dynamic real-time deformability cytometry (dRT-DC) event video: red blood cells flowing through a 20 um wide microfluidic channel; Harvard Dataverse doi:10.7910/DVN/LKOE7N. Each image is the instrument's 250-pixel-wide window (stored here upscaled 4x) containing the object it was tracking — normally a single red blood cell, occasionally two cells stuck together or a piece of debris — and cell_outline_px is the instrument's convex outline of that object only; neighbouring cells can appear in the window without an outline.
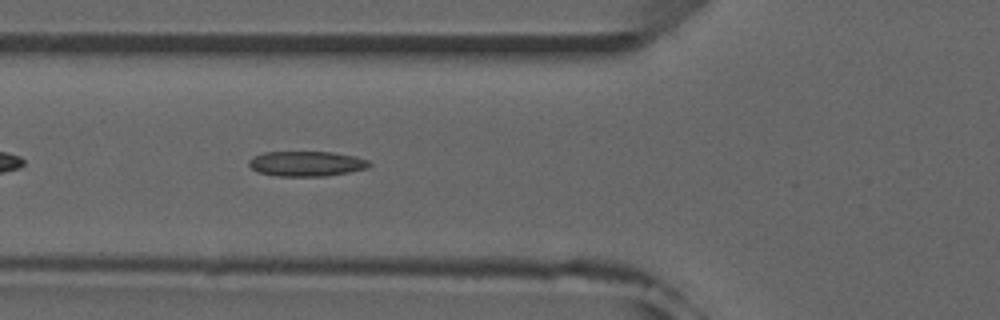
{"species": "common noctule bat (a hibernating species)", "species_latin": "Nyctalus noctula", "temperature_condition": "room temperature", "stored_images_in_passage": 39, "camera_frame_rate_fps": 3000, "um_per_image_px": 0.085, "animal": {"sex": "male", "forearm_length_mm": 52.5}, "frame": {"image": 1, "passage_image": 6, "time_ms": 1.667, "image_size_px": [1000, 320], "cell_outline_px": [[372, 164], [368, 168], [328, 176], [276, 176], [256, 172], [248, 164], [248, 160], [252, 156], [264, 152], [332, 152], [356, 156], [368, 160]], "centroid_in_image_um": [26.03, 13.91], "position_along_channel_um": 99.8, "area_um2": 17.8}}
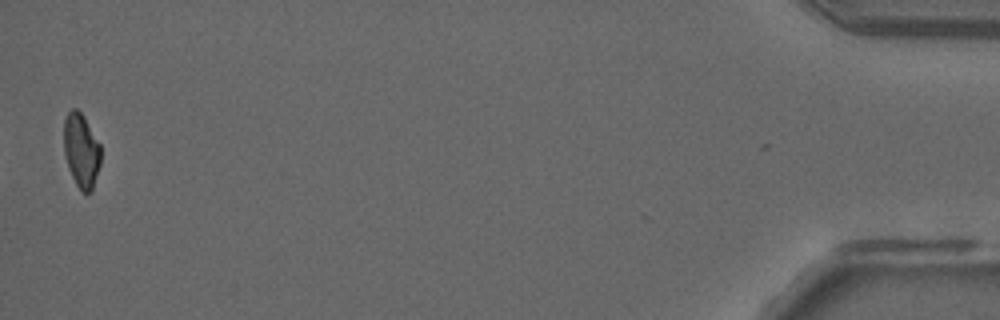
{"frame": {"image": 2, "passage_image": 38, "time_ms": 12.333, "image_size_px": [1000, 320], "cell_outline_px": [[100, 164], [92, 192], [80, 192], [68, 168], [64, 156], [64, 120], [68, 112], [72, 108], [76, 108], [84, 116], [100, 144]], "centroid_in_image_um": [6.9, 12.8], "position_along_channel_um": 428.3, "area_um2": 16.07}, "authors_computed_cell_mechanics": {"area_um2": 17.1666, "velocity_mm_per_s": 3.9765, "shape_relaxation_time_tau1_ms": null, "shape_relaxation_time_tau2_ms": 6.5227, "deformation_change_tau1": null, "deformation_change_tau2": 0.1056}}